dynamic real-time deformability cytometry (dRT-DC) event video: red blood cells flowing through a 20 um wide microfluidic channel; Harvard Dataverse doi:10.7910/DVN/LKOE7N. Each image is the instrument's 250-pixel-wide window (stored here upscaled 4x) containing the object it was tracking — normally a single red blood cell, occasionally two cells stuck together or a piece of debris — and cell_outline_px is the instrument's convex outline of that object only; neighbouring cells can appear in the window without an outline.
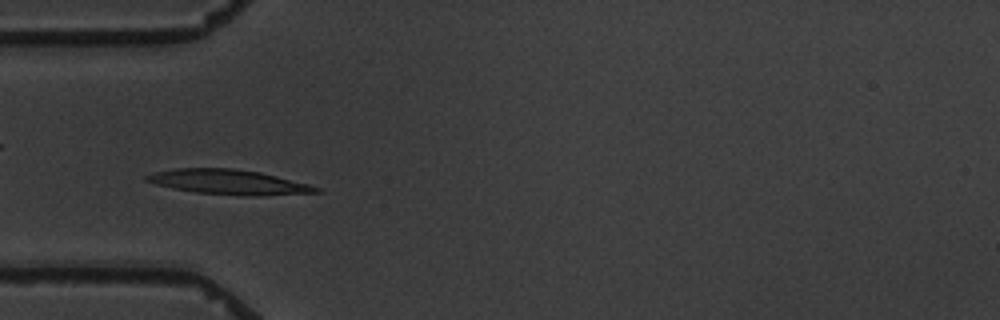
{"species": "common noctule bat (a hibernating species)", "species_latin": "Nyctalus noctula", "temperature_condition": "warm", "stored_images_in_passage": 6, "camera_frame_rate_fps": 3000, "um_per_image_px": 0.085, "animal": {"sex": "male", "body_mass_g": 19.5, "forearm_length_mm": 54.6}, "frame": {"image": 1, "passage_image": 5, "time_ms": 6.0, "image_size_px": [1000, 320], "cell_outline_px": [[324, 192], [256, 196], [244, 196], [196, 192], [172, 188], [156, 184], [144, 180], [144, 176], [156, 172], [172, 168], [232, 168], [260, 172], [308, 184], [320, 188]], "centroid_in_image_um": [19.44, 15.47], "position_along_channel_um": 65.6, "area_um2": 24.51}}
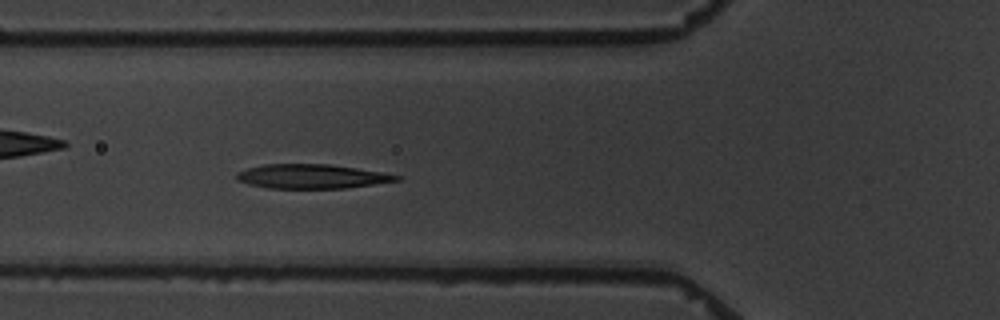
{"frame": {"image": 2, "passage_image": 6, "time_ms": 7.0, "image_size_px": [1000, 320], "cell_outline_px": [[400, 180], [348, 188], [268, 188], [248, 184], [236, 180], [236, 172], [248, 168], [264, 164], [328, 164], [356, 168], [380, 172], [400, 176]], "centroid_in_image_um": [26.45, 14.99], "position_along_channel_um": 99.4, "area_um2": 22.48}}